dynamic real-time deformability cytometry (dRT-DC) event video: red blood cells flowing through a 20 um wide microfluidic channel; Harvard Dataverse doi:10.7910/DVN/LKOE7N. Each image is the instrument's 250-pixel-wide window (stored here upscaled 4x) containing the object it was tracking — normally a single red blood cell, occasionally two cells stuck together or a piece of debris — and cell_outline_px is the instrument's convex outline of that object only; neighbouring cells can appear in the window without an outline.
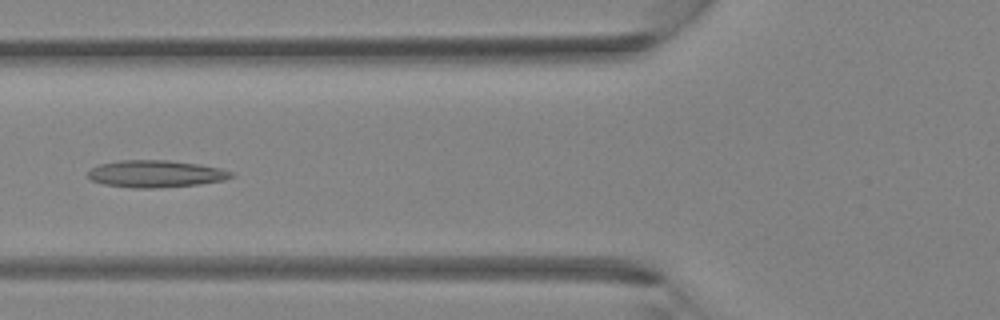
{"species": "Egyptian fruit bat (a non-hibernating species)", "species_latin": "Rousettus aegyptiacus", "temperature_condition": "room temperature", "stored_images_in_passage": 34, "camera_frame_rate_fps": 3000, "um_per_image_px": 0.085, "animal": {"sex": "female"}, "frame": {"image": 1, "passage_image": 10, "time_ms": 3.0, "image_size_px": [1000, 320], "cell_outline_px": [[236, 176], [224, 180], [200, 184], [156, 188], [132, 188], [104, 184], [92, 180], [88, 176], [88, 172], [92, 168], [100, 164], [120, 160], [168, 160], [200, 164], [220, 168], [232, 172]], "centroid_in_image_um": [13.27, 14.77], "position_along_channel_um": 112.5, "area_um2": 22.66}}
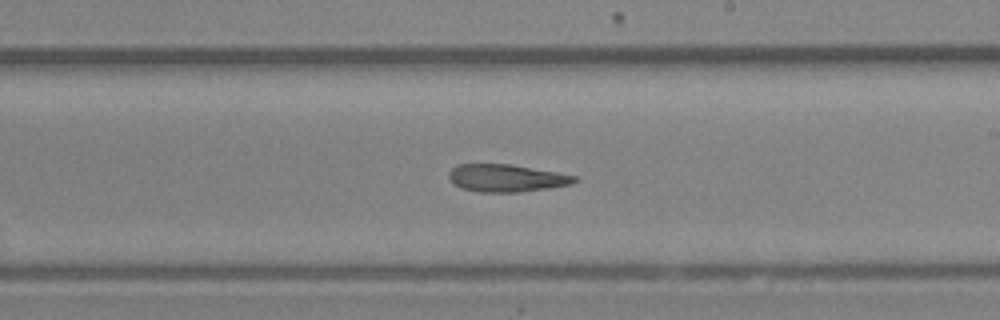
{"frame": {"image": 2, "passage_image": 18, "time_ms": 5.667, "image_size_px": [1000, 320], "cell_outline_px": [[580, 180], [572, 184], [516, 192], [480, 192], [460, 188], [448, 176], [448, 172], [456, 164], [512, 164], [560, 172], [576, 176]], "centroid_in_image_um": [43.06, 15.12], "position_along_channel_um": 245.9, "area_um2": 20.17}}
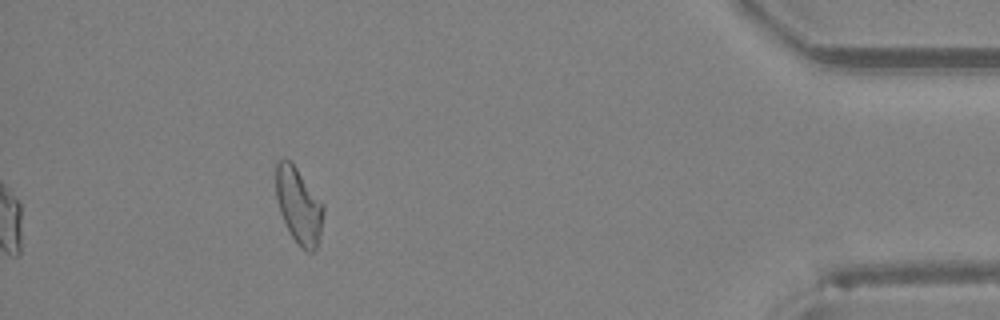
{"frame": {"image": 3, "passage_image": 31, "time_ms": 10.0, "image_size_px": [1000, 320], "cell_outline_px": [[324, 212], [320, 236], [316, 248], [312, 252], [308, 252], [300, 248], [292, 236], [280, 212], [276, 200], [276, 160], [284, 156], [296, 168], [324, 204]], "centroid_in_image_um": [25.39, 17.47], "position_along_channel_um": 409.8, "area_um2": 20.98}}